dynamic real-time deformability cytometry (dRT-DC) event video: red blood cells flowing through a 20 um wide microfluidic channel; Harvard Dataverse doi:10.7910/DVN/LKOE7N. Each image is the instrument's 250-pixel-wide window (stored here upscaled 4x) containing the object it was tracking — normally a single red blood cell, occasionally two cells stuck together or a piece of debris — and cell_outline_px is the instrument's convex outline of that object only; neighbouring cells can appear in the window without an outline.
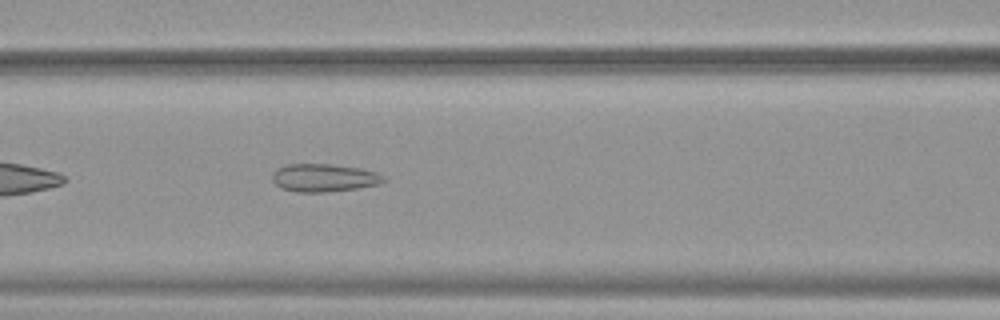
{"species": "common noctule bat (a hibernating species)", "species_latin": "Nyctalus noctula", "temperature_condition": "warm", "stored_images_in_passage": 37, "camera_frame_rate_fps": 3000, "um_per_image_px": 0.085, "animal": {"sex": "female", "body_mass_g": 19.9}, "frame": {"image": 1, "passage_image": 8, "time_ms": 2.333, "image_size_px": [1000, 320], "cell_outline_px": [[388, 180], [380, 184], [356, 188], [324, 192], [296, 192], [280, 188], [272, 180], [272, 172], [276, 168], [288, 164], [332, 164], [360, 168], [376, 172], [384, 176]], "centroid_in_image_um": [27.53, 15.11], "position_along_channel_um": 139.1, "area_um2": 18.26}}
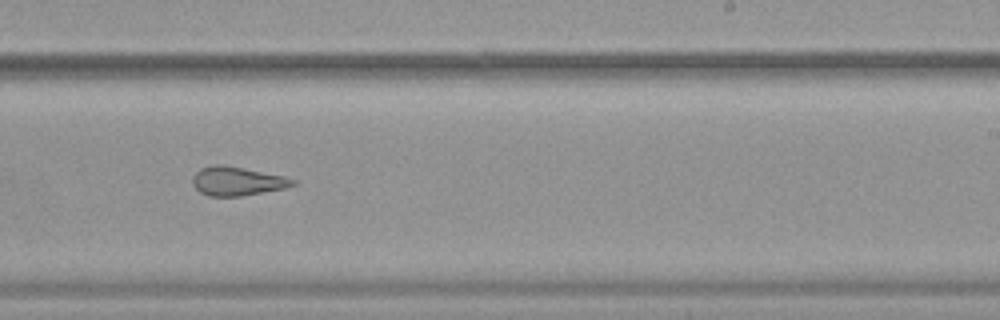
{"frame": {"image": 2, "passage_image": 18, "time_ms": 5.667, "image_size_px": [1000, 320], "cell_outline_px": [[296, 184], [284, 188], [240, 196], [208, 196], [200, 192], [192, 184], [192, 176], [200, 168], [216, 164], [220, 164], [244, 168], [284, 176], [296, 180]], "centroid_in_image_um": [20.13, 15.39], "position_along_channel_um": 268.9, "area_um2": 16.76}}
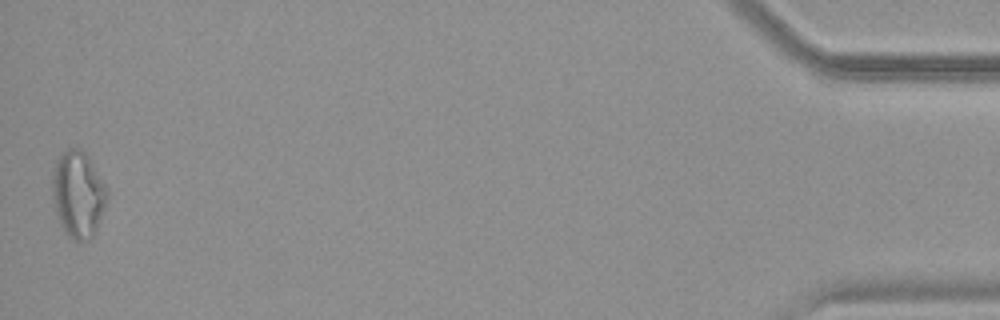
{"frame": {"image": 3, "passage_image": 37, "time_ms": 12.0, "image_size_px": [1000, 320], "cell_outline_px": [[108, 196], [104, 208], [96, 228], [92, 236], [88, 240], [76, 240], [68, 236], [60, 224], [52, 200], [52, 172], [56, 160], [68, 148], [80, 148], [88, 156], [108, 188]], "centroid_in_image_um": [6.63, 16.49], "position_along_channel_um": 428.6, "area_um2": 27.51}, "authors_computed_cell_mechanics": {"area_um2": 18.6116, "velocity_mm_per_s": 3.9098, "shape_relaxation_time_tau1_ms": null, "shape_relaxation_time_tau2_ms": 1.9171, "deformation_change_tau1": null, "deformation_change_tau2": 0.1169}}